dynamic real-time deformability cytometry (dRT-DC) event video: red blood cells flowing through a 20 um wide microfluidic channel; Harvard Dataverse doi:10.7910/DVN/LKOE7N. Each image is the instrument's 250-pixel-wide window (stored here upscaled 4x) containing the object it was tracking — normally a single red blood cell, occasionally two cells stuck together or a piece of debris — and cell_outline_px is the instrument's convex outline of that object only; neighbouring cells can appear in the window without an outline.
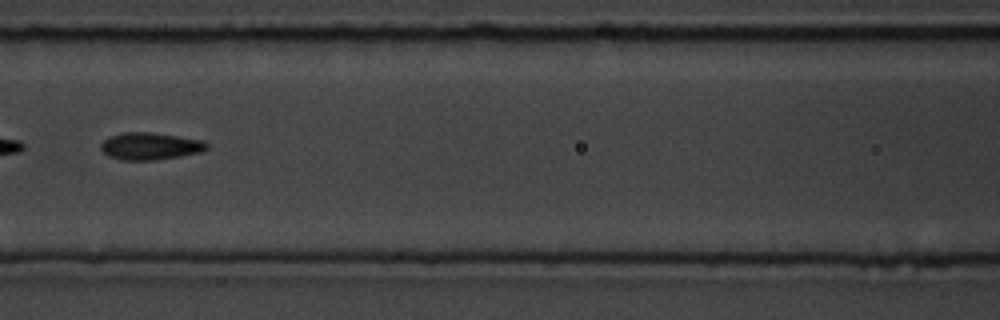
{"species": "common noctule bat (a hibernating species)", "species_latin": "Nyctalus noctula", "temperature_condition": "room temperature", "stored_images_in_passage": 43, "camera_frame_rate_fps": 3000, "um_per_image_px": 0.085, "animal": {"sex": "male", "body_mass_g": 19.5, "forearm_length_mm": 54.6}, "frame": {"image": 1, "passage_image": 14, "time_ms": 4.333, "image_size_px": [1000, 320], "cell_outline_px": [[208, 148], [200, 152], [180, 156], [152, 160], [120, 160], [108, 156], [100, 148], [100, 144], [108, 136], [120, 132], [152, 132], [204, 140], [208, 144]], "centroid_in_image_um": [12.74, 12.41], "position_along_channel_um": 153.9, "area_um2": 16.94}}
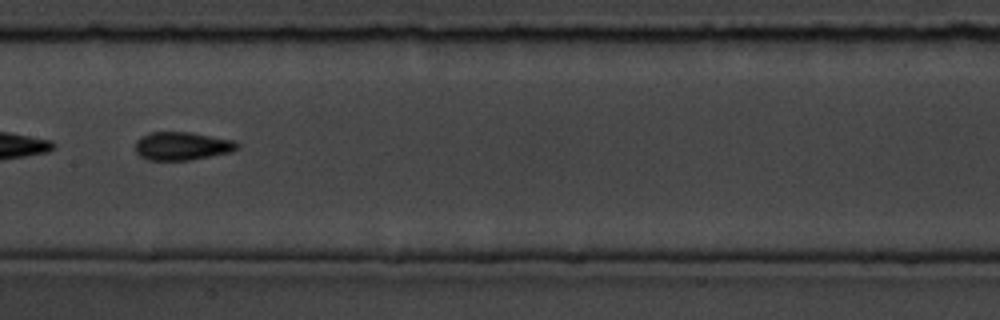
{"frame": {"image": 2, "passage_image": 17, "time_ms": 5.333, "image_size_px": [1000, 320], "cell_outline_px": [[240, 148], [232, 152], [192, 160], [148, 160], [140, 156], [136, 152], [136, 140], [140, 136], [152, 132], [188, 132], [236, 140], [240, 144]], "centroid_in_image_um": [15.52, 12.41], "position_along_channel_um": 191.9, "area_um2": 16.99}}
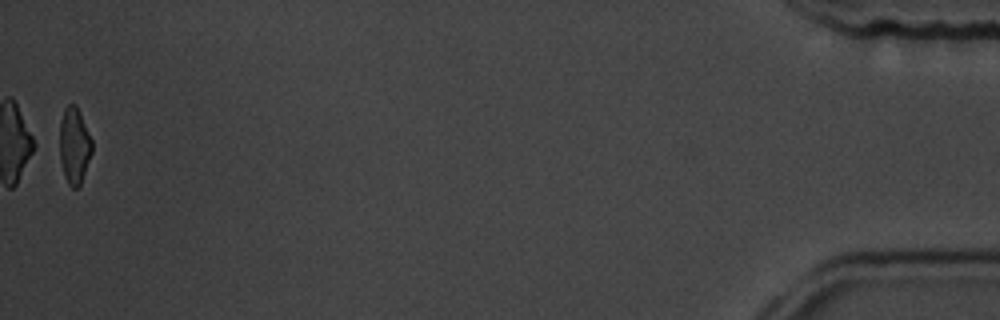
{"frame": {"image": 3, "passage_image": 43, "time_ms": 14.0, "image_size_px": [1000, 320], "cell_outline_px": [[92, 152], [80, 184], [76, 188], [72, 188], [68, 184], [60, 160], [60, 120], [64, 108], [68, 104], [76, 104], [80, 112], [92, 140]], "centroid_in_image_um": [6.31, 12.33], "position_along_channel_um": 428.9, "area_um2": 14.28}, "authors_computed_cell_mechanics": {"area_um2": 16.184, "velocity_mm_per_s": 3.8241, "shape_relaxation_time_tau1_ms": 3.7388, "shape_relaxation_time_tau2_ms": 1.9511, "deformation_change_tau1": 0.1168, "deformation_change_tau2": 0.0768}}